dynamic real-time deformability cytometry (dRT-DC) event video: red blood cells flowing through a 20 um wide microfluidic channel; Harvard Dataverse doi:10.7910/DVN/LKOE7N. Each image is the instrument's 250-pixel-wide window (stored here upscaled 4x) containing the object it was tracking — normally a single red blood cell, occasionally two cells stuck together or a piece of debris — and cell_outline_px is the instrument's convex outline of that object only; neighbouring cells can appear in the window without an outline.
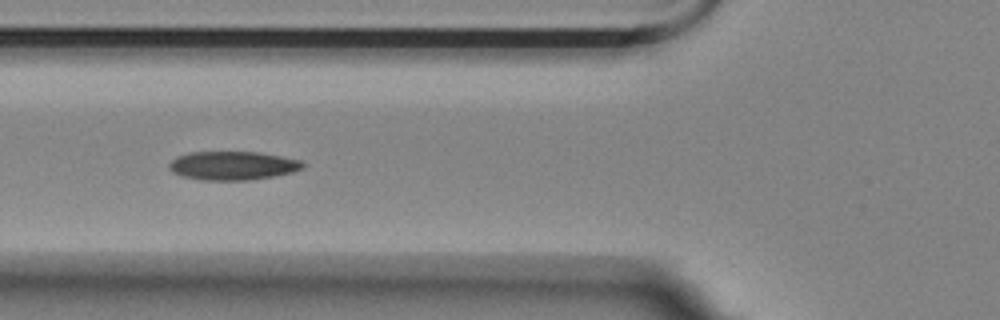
{"species": "Egyptian fruit bat (a non-hibernating species)", "species_latin": "Rousettus aegyptiacus", "temperature_condition": "room temperature", "stored_images_in_passage": 16, "camera_frame_rate_fps": 3000, "um_per_image_px": 0.085, "animal": {"sex": "female"}, "frame": {"image": 1, "passage_image": 7, "time_ms": 2.0, "image_size_px": [1000, 320], "cell_outline_px": [[304, 168], [292, 172], [276, 176], [248, 180], [200, 180], [184, 176], [172, 172], [168, 168], [168, 164], [176, 156], [188, 152], [260, 152], [300, 160], [304, 164]], "centroid_in_image_um": [19.76, 14.07], "position_along_channel_um": 106.0, "area_um2": 22.43}}
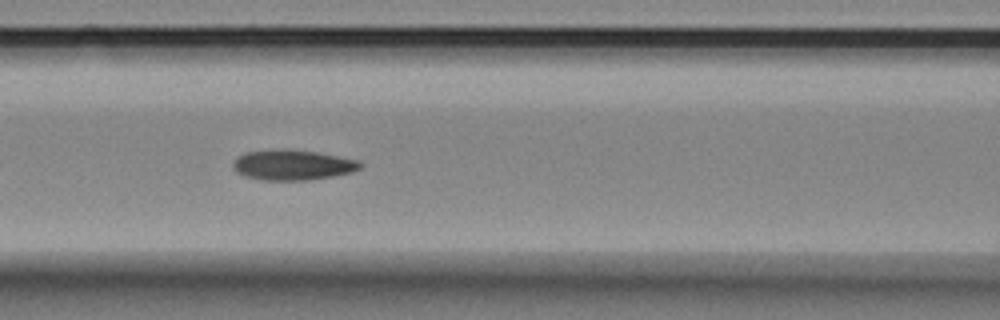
{"frame": {"image": 2, "passage_image": 10, "time_ms": 3.0, "image_size_px": [1000, 320], "cell_outline_px": [[364, 164], [360, 168], [352, 172], [332, 176], [308, 180], [264, 180], [244, 176], [236, 172], [232, 168], [232, 164], [244, 152], [284, 148], [316, 152], [360, 160]], "centroid_in_image_um": [24.88, 14.01], "position_along_channel_um": 141.7, "area_um2": 22.54}}
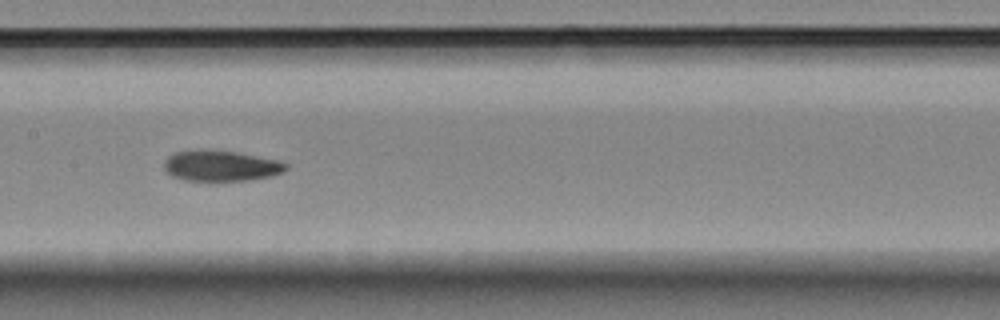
{"frame": {"image": 3, "passage_image": 14, "time_ms": 4.333, "image_size_px": [1000, 320], "cell_outline_px": [[288, 168], [284, 172], [268, 176], [248, 180], [188, 180], [172, 176], [164, 168], [164, 160], [168, 156], [176, 152], [200, 148], [208, 148], [236, 152], [276, 160], [288, 164]], "centroid_in_image_um": [18.74, 14.06], "position_along_channel_um": 188.7, "area_um2": 21.79}}